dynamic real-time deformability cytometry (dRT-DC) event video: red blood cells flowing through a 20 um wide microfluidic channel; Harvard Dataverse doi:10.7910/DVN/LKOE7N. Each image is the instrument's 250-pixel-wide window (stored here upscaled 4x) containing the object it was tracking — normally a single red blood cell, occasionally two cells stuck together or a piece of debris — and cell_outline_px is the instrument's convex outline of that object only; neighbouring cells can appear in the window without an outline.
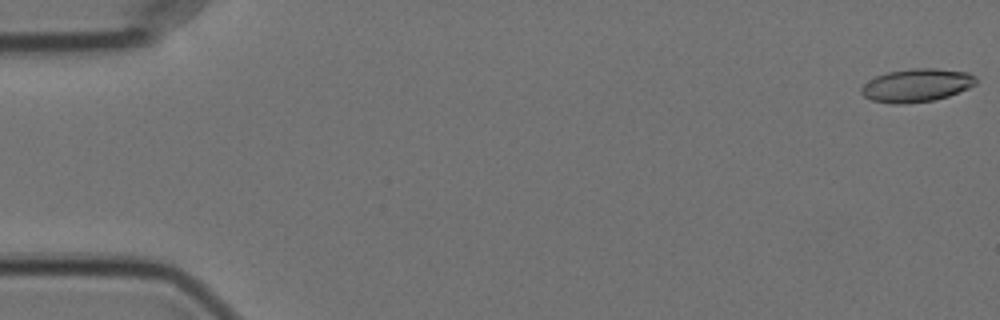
{"species": "Egyptian fruit bat (a non-hibernating species)", "species_latin": "Rousettus aegyptiacus", "temperature_condition": "cold", "stored_images_in_passage": 47, "camera_frame_rate_fps": 3000, "um_per_image_px": 0.085, "animal": {"sex": "female"}, "frame": {"image": 1, "passage_image": 1, "time_ms": 0.0, "image_size_px": [1000, 320], "cell_outline_px": [[976, 84], [968, 88], [948, 96], [936, 100], [904, 104], [896, 104], [872, 100], [864, 96], [860, 92], [860, 88], [868, 80], [876, 76], [888, 72], [912, 68], [936, 68], [968, 72], [976, 76]], "centroid_in_image_um": [77.91, 7.25], "position_along_channel_um": 7.1, "area_um2": 22.25}}
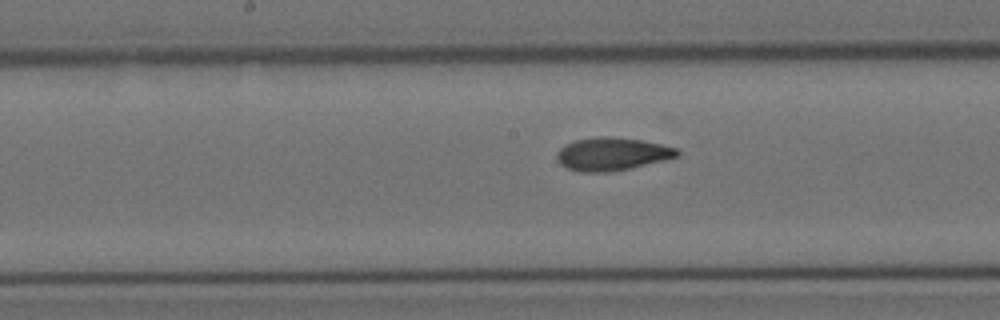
{"frame": {"image": 2, "passage_image": 29, "time_ms": 9.333, "image_size_px": [1000, 320], "cell_outline_px": [[680, 156], [632, 168], [608, 172], [580, 172], [568, 168], [560, 164], [556, 156], [556, 152], [564, 144], [576, 140], [600, 136], [608, 136], [640, 140], [660, 144], [676, 148], [680, 152]], "centroid_in_image_um": [52.01, 13.09], "position_along_channel_um": 196.2, "area_um2": 23.12}}
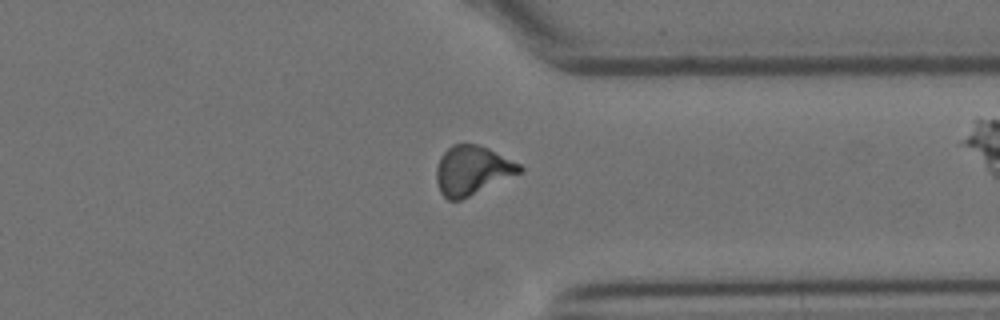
{"frame": {"image": 3, "passage_image": 44, "time_ms": 14.333, "image_size_px": [1000, 320], "cell_outline_px": [[524, 168], [520, 172], [460, 200], [448, 200], [440, 192], [436, 180], [436, 168], [440, 156], [452, 144], [480, 144], [520, 164]], "centroid_in_image_um": [40.09, 14.46], "position_along_channel_um": 371.3, "area_um2": 23.47}}